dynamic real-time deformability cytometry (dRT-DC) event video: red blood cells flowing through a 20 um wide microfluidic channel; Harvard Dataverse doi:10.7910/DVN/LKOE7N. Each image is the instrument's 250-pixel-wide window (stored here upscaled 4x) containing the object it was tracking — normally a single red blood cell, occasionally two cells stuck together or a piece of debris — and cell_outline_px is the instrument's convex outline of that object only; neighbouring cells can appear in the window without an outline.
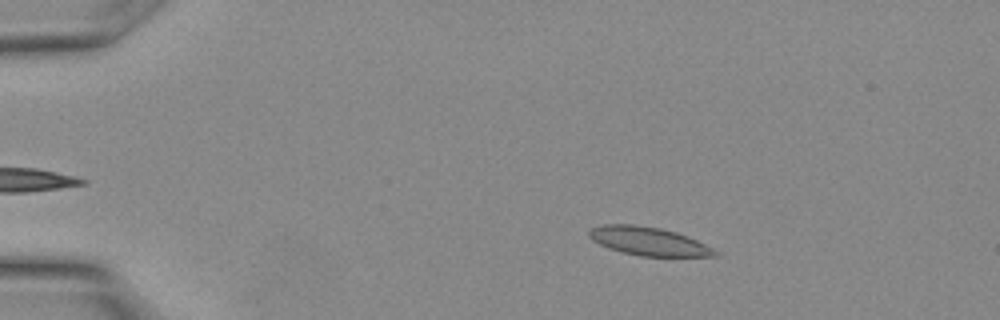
{"species": "Egyptian fruit bat (a non-hibernating species)", "species_latin": "Rousettus aegyptiacus", "temperature_condition": "warm", "stored_images_in_passage": 13, "camera_frame_rate_fps": 3000, "um_per_image_px": 0.085, "animal": {"sex": "female"}, "frame": {"image": 1, "passage_image": 5, "time_ms": 1.333, "image_size_px": [1000, 320], "cell_outline_px": [[720, 256], [640, 256], [608, 248], [592, 240], [588, 236], [588, 232], [592, 228], [604, 224], [632, 224], [660, 228], [676, 232], [696, 240], [720, 252]], "centroid_in_image_um": [55.12, 20.5], "position_along_channel_um": 29.9, "area_um2": 20.69}}
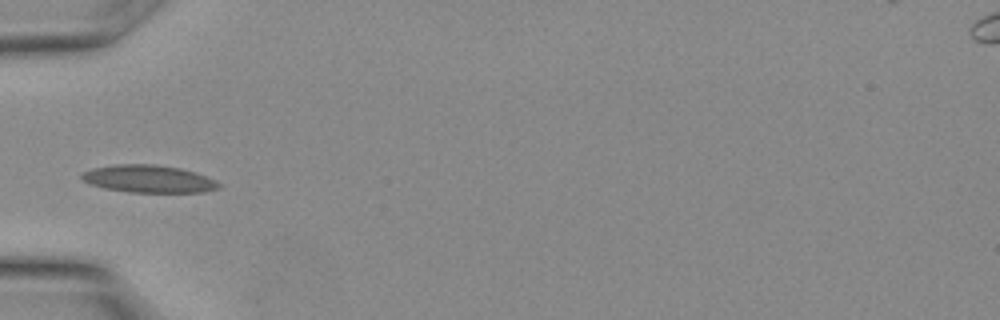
{"frame": {"image": 2, "passage_image": 10, "time_ms": 3.0, "image_size_px": [1000, 320], "cell_outline_px": [[220, 188], [204, 192], [132, 192], [104, 188], [92, 184], [84, 180], [80, 176], [84, 172], [92, 168], [116, 164], [152, 164], [180, 168], [196, 172], [220, 184]], "centroid_in_image_um": [12.63, 15.2], "position_along_channel_um": 72.4, "area_um2": 21.68}}
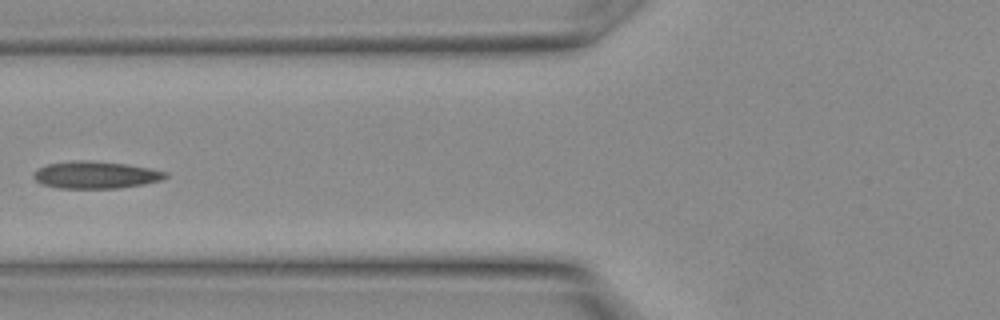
{"frame": {"image": 3, "passage_image": 12, "time_ms": 3.667, "image_size_px": [1000, 320], "cell_outline_px": [[168, 176], [160, 180], [144, 184], [116, 188], [60, 188], [44, 184], [36, 180], [32, 176], [36, 168], [48, 164], [72, 160], [92, 160], [128, 164], [168, 172]], "centroid_in_image_um": [8.12, 14.85], "position_along_channel_um": 117.7, "area_um2": 20.92}}